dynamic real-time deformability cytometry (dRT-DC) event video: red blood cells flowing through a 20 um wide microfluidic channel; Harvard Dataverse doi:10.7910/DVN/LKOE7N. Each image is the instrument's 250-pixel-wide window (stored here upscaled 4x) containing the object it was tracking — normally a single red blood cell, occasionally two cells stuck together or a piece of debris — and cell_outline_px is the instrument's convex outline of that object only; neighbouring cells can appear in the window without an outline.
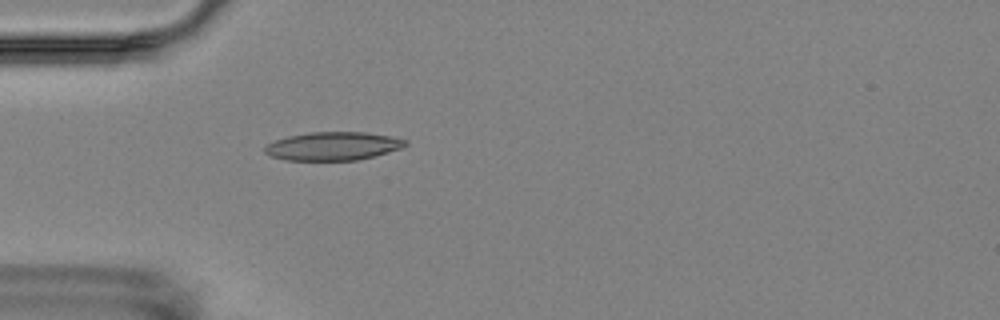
{"species": "Egyptian fruit bat (a non-hibernating species)", "species_latin": "Rousettus aegyptiacus", "temperature_condition": "room temperature", "stored_images_in_passage": 4, "camera_frame_rate_fps": 3000, "um_per_image_px": 0.085, "animal": {"sex": "female"}, "frame": {"image": 1, "passage_image": 4, "time_ms": 4.333, "image_size_px": [1000, 320], "cell_outline_px": [[408, 144], [404, 148], [356, 160], [284, 160], [268, 156], [264, 152], [264, 148], [268, 144], [276, 140], [288, 136], [308, 132], [364, 132], [388, 136], [408, 140]], "centroid_in_image_um": [28.29, 12.42], "position_along_channel_um": 56.7, "area_um2": 23.24}}